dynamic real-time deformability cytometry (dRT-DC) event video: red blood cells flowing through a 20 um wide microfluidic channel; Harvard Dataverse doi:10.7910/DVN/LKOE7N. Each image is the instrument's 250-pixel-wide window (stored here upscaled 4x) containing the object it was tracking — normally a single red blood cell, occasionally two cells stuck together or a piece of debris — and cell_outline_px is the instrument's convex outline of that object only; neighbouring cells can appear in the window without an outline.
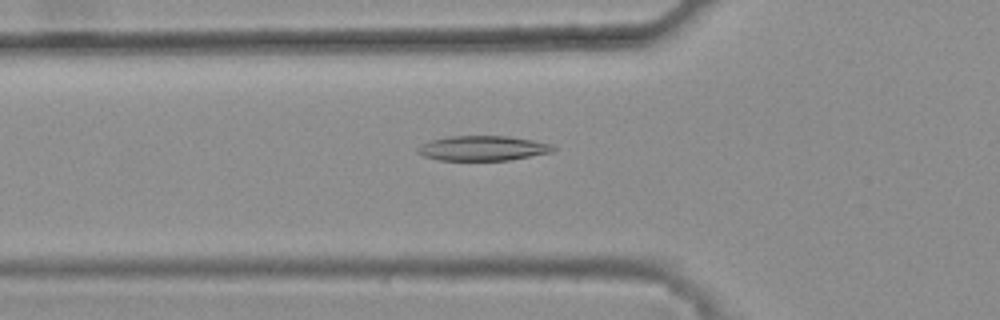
{"species": "common noctule bat (a hibernating species)", "species_latin": "Nyctalus noctula", "temperature_condition": "warm", "stored_images_in_passage": 47, "camera_frame_rate_fps": 3000, "um_per_image_px": 0.085, "animal": {"sex": "female", "body_mass_g": 25.1}, "frame": {"image": 1, "passage_image": 18, "time_ms": 5.667, "image_size_px": [1000, 320], "cell_outline_px": [[556, 148], [552, 152], [508, 160], [440, 160], [424, 156], [416, 152], [416, 148], [420, 144], [428, 140], [448, 136], [508, 136], [532, 140], [552, 144]], "centroid_in_image_um": [40.99, 12.59], "position_along_channel_um": 84.8, "area_um2": 19.71}}
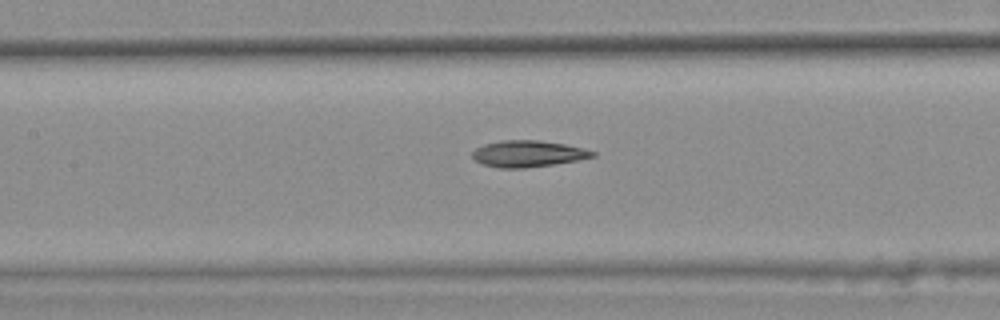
{"frame": {"image": 2, "passage_image": 24, "time_ms": 7.667, "image_size_px": [1000, 320], "cell_outline_px": [[596, 156], [576, 160], [552, 164], [524, 168], [500, 168], [484, 164], [476, 160], [472, 156], [472, 152], [476, 148], [484, 144], [500, 140], [540, 140], [564, 144], [584, 148], [596, 152]], "centroid_in_image_um": [44.88, 13.05], "position_along_channel_um": 162.5, "area_um2": 18.38}}
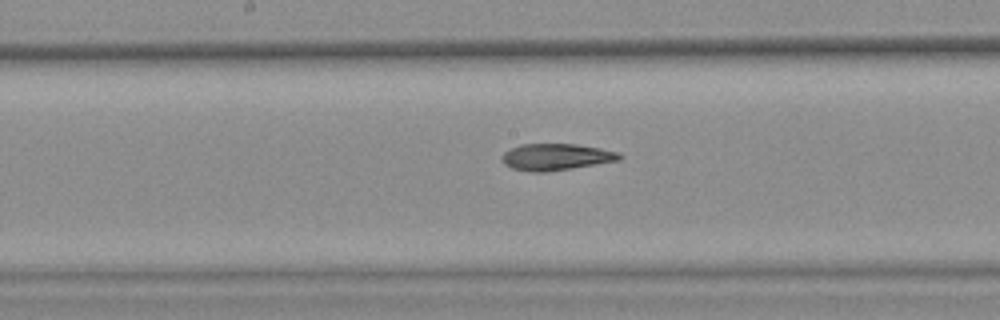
{"frame": {"image": 3, "passage_image": 27, "time_ms": 8.667, "image_size_px": [1000, 320], "cell_outline_px": [[624, 156], [620, 160], [572, 168], [544, 172], [532, 172], [512, 168], [504, 164], [500, 156], [504, 152], [520, 144], [576, 144], [600, 148], [620, 152]], "centroid_in_image_um": [47.28, 13.33], "position_along_channel_um": 200.9, "area_um2": 18.26}, "authors_computed_cell_mechanics": {"area_um2": 18.6694, "velocity_mm_per_s": 3.8595, "shape_relaxation_time_tau1_ms": null, "shape_relaxation_time_tau2_ms": 4.712, "deformation_change_tau1": null, "deformation_change_tau2": 0.142}}